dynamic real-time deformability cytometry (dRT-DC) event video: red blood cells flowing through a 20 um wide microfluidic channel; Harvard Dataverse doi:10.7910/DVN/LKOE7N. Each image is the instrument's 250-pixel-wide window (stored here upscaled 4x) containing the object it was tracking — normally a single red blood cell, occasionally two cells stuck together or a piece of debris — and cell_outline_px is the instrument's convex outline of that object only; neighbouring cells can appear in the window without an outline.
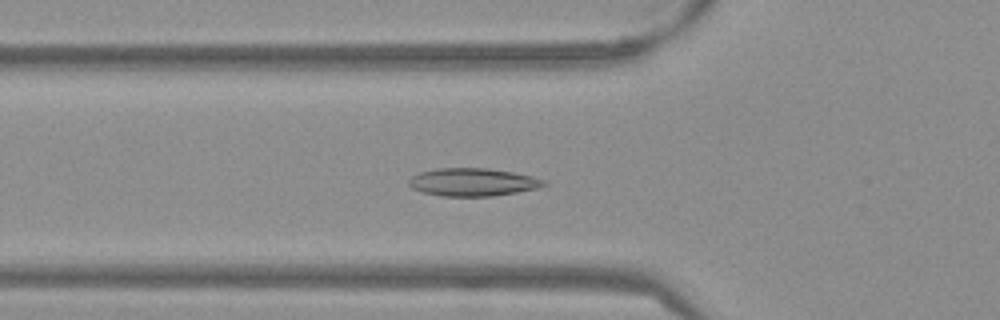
{"species": "Egyptian fruit bat (a non-hibernating species)", "species_latin": "Rousettus aegyptiacus", "temperature_condition": "warm", "stored_images_in_passage": 26, "camera_frame_rate_fps": 3000, "um_per_image_px": 0.085, "frame": {"image": 1, "passage_image": 19, "time_ms": 6.0, "image_size_px": [1000, 320], "cell_outline_px": [[548, 184], [540, 188], [492, 196], [444, 196], [420, 192], [412, 188], [408, 184], [408, 180], [412, 176], [420, 172], [436, 168], [488, 168], [512, 172], [532, 176], [548, 180]], "centroid_in_image_um": [40.21, 15.48], "position_along_channel_um": 85.6, "area_um2": 22.14}}
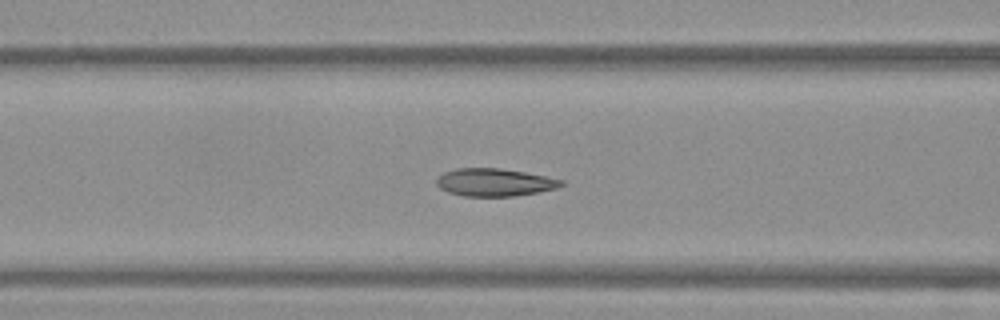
{"frame": {"image": 2, "passage_image": 22, "time_ms": 7.0, "image_size_px": [1000, 320], "cell_outline_px": [[568, 184], [556, 188], [516, 196], [464, 196], [448, 192], [440, 188], [436, 184], [436, 180], [444, 172], [456, 168], [500, 168], [524, 172], [564, 180]], "centroid_in_image_um": [42.05, 15.5], "position_along_channel_um": 124.5, "area_um2": 20.11}}
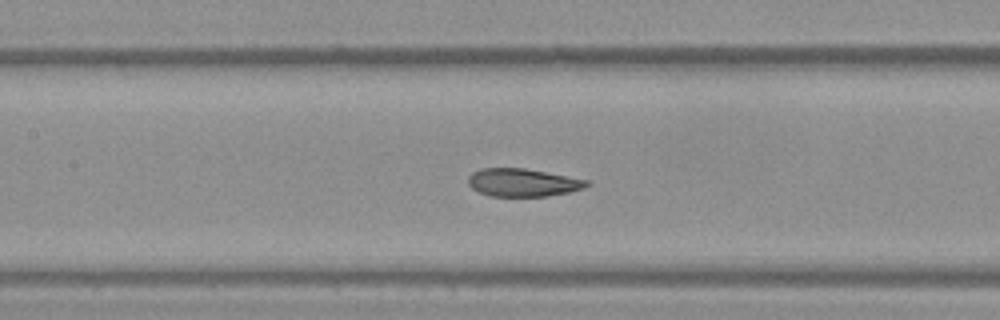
{"frame": {"image": 3, "passage_image": 25, "time_ms": 8.0, "image_size_px": [1000, 320], "cell_outline_px": [[592, 184], [584, 188], [568, 192], [548, 196], [492, 196], [480, 192], [472, 188], [468, 184], [468, 176], [472, 172], [480, 168], [524, 168], [568, 176], [588, 180]], "centroid_in_image_um": [44.44, 15.51], "position_along_channel_um": 163.0, "area_um2": 19.31}}